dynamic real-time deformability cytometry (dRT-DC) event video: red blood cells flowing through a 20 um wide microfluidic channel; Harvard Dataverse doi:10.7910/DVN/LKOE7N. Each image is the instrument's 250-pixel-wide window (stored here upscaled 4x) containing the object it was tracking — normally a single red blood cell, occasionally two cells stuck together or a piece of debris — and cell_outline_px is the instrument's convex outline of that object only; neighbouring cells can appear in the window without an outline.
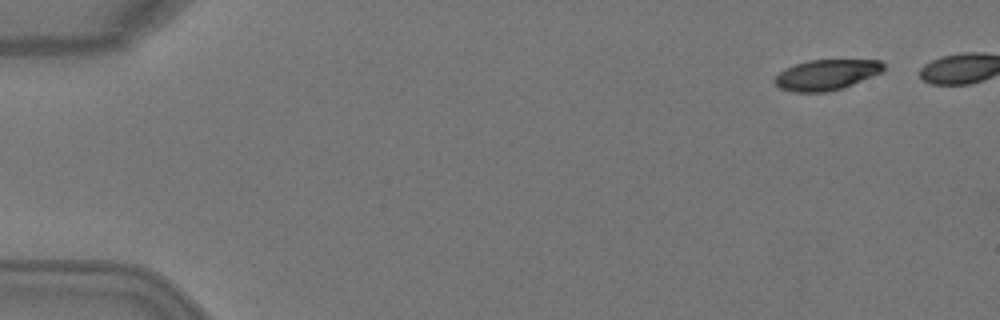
{"species": "Egyptian fruit bat (a non-hibernating species)", "species_latin": "Rousettus aegyptiacus", "temperature_condition": "warm", "stored_images_in_passage": 5, "camera_frame_rate_fps": 3000, "um_per_image_px": 0.085, "animal": {"sex": "female"}, "frame": {"image": 1, "passage_image": 1, "time_ms": 0.0, "image_size_px": [1000, 320], "cell_outline_px": [[884, 68], [880, 72], [852, 84], [840, 88], [824, 92], [792, 92], [780, 88], [772, 80], [784, 68], [808, 60], [880, 60], [884, 64]], "centroid_in_image_um": [70.19, 6.35], "position_along_channel_um": 14.8, "area_um2": 19.07}}